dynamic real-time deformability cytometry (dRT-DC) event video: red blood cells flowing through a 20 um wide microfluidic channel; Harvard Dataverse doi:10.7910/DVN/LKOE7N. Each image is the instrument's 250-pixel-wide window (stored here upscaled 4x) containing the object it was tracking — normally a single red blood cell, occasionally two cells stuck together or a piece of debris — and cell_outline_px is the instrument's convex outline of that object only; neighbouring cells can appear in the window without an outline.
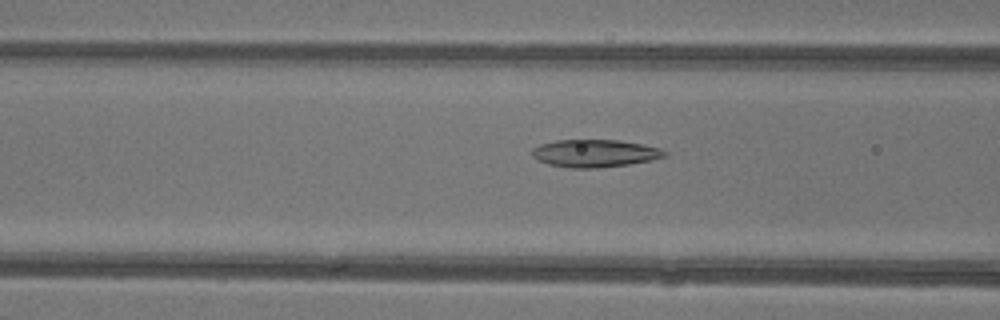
{"species": "common noctule bat (a hibernating species)", "species_latin": "Nyctalus noctula", "temperature_condition": "warm", "stored_images_in_passage": 48, "camera_frame_rate_fps": 3000, "um_per_image_px": 0.085, "animal": {"sex": "female"}, "frame": {"image": 1, "passage_image": 20, "time_ms": 6.333, "image_size_px": [1000, 320], "cell_outline_px": [[668, 156], [652, 160], [628, 164], [596, 168], [572, 168], [548, 164], [532, 156], [532, 148], [540, 144], [556, 140], [620, 140], [660, 148], [668, 152]], "centroid_in_image_um": [50.58, 13.03], "position_along_channel_um": 116.0, "area_um2": 21.27}}
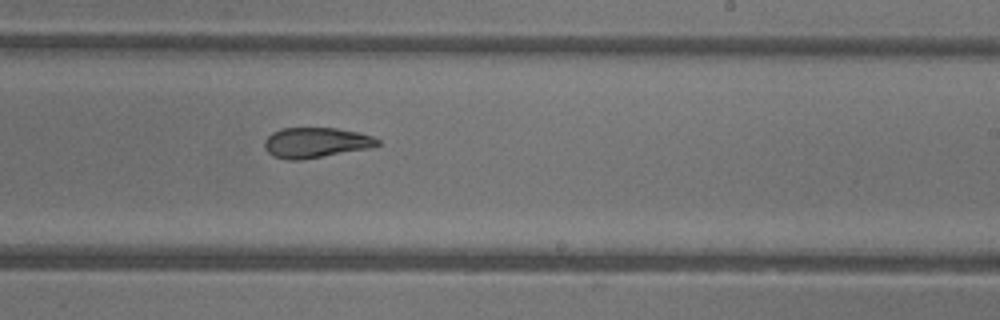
{"frame": {"image": 2, "passage_image": 30, "time_ms": 9.667, "image_size_px": [1000, 320], "cell_outline_px": [[380, 144], [368, 148], [300, 160], [288, 160], [272, 156], [264, 148], [264, 140], [272, 132], [280, 128], [336, 128], [360, 132], [372, 136], [380, 140]], "centroid_in_image_um": [26.81, 12.11], "position_along_channel_um": 262.2, "area_um2": 19.94}}
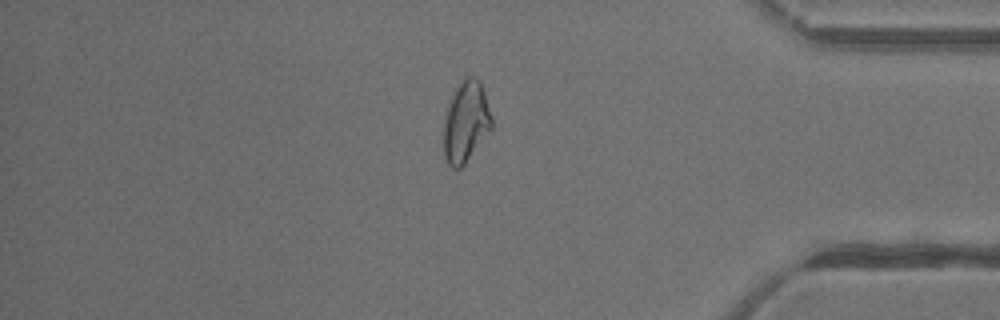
{"frame": {"image": 3, "passage_image": 41, "time_ms": 13.333, "image_size_px": [1000, 320], "cell_outline_px": [[492, 128], [464, 164], [460, 168], [452, 168], [448, 164], [444, 156], [444, 120], [448, 104], [456, 88], [464, 76], [476, 76], [480, 80], [492, 116]], "centroid_in_image_um": [39.6, 10.33], "position_along_channel_um": 395.6, "area_um2": 22.6}, "authors_computed_cell_mechanics": {"area_um2": 22.7732, "velocity_mm_per_s": 4.3799, "shape_relaxation_time_tau1_ms": null, "shape_relaxation_time_tau2_ms": 3.0856, "deformation_change_tau1": null, "deformation_change_tau2": 0.1014}}